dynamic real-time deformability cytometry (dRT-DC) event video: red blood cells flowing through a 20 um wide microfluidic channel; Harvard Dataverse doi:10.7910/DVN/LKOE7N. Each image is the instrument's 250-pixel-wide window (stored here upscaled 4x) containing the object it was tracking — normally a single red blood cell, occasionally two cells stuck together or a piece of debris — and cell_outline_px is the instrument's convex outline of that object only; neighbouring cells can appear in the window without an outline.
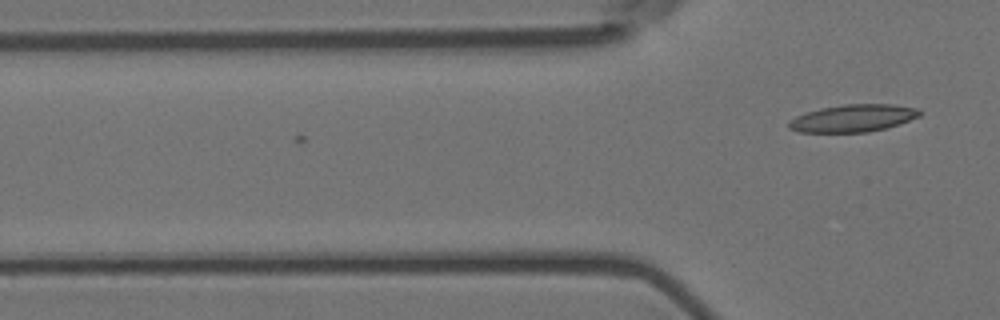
{"species": "Egyptian fruit bat (a non-hibernating species)", "species_latin": "Rousettus aegyptiacus", "temperature_condition": "room temperature", "stored_images_in_passage": 3, "camera_frame_rate_fps": 3000, "um_per_image_px": 0.085, "animal": {"sex": "female"}, "frame": {"image": 1, "passage_image": 3, "time_ms": 0.667, "image_size_px": [1000, 320], "cell_outline_px": [[924, 112], [920, 116], [884, 128], [868, 132], [800, 132], [788, 128], [788, 120], [796, 116], [820, 108], [844, 104], [892, 104], [920, 108]], "centroid_in_image_um": [72.52, 10.03], "position_along_channel_um": 53.3, "area_um2": 20.87}}